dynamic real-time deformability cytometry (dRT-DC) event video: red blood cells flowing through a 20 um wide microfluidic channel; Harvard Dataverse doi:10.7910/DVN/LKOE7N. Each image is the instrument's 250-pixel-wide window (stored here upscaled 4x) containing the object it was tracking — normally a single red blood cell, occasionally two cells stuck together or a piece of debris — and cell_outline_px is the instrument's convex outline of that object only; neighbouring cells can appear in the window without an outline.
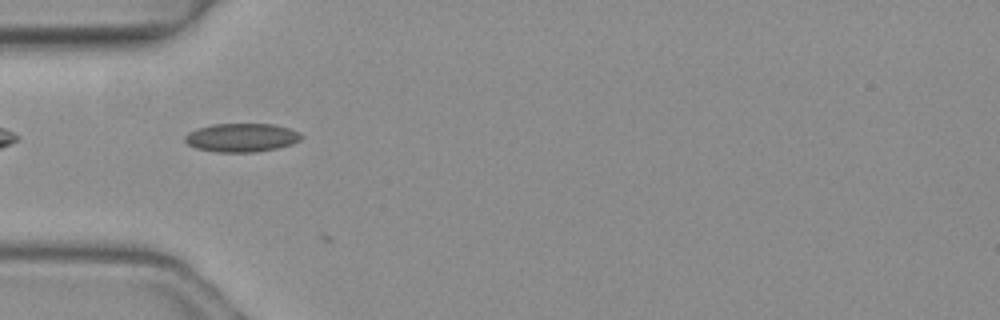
{"species": "common noctule bat (a hibernating species)", "species_latin": "Nyctalus noctula", "temperature_condition": "warm", "stored_images_in_passage": 4, "camera_frame_rate_fps": 3000, "um_per_image_px": 0.085, "animal": {"sex": "female", "body_mass_g": 19.3, "forearm_length_mm": 54.1}, "frame": {"image": 1, "passage_image": 3, "time_ms": 0.667, "image_size_px": [1000, 320], "cell_outline_px": [[304, 136], [300, 140], [292, 144], [276, 148], [256, 152], [216, 152], [196, 148], [188, 144], [184, 140], [184, 136], [188, 132], [196, 128], [212, 124], [276, 124], [300, 132]], "centroid_in_image_um": [20.53, 11.69], "position_along_channel_um": 64.5, "area_um2": 19.54}}
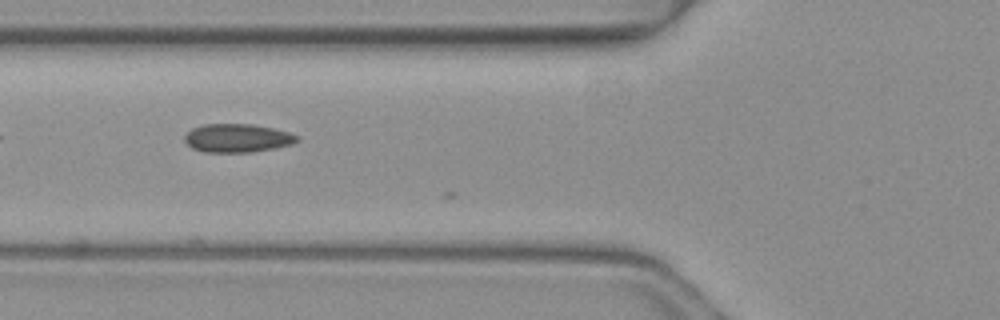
{"frame": {"image": 2, "passage_image": 4, "time_ms": 1.0, "image_size_px": [1000, 320], "cell_outline_px": [[300, 140], [292, 144], [252, 152], [204, 152], [192, 148], [184, 140], [184, 136], [192, 128], [204, 124], [252, 124], [272, 128], [288, 132], [300, 136]], "centroid_in_image_um": [20.18, 11.73], "position_along_channel_um": 105.6, "area_um2": 18.61}}